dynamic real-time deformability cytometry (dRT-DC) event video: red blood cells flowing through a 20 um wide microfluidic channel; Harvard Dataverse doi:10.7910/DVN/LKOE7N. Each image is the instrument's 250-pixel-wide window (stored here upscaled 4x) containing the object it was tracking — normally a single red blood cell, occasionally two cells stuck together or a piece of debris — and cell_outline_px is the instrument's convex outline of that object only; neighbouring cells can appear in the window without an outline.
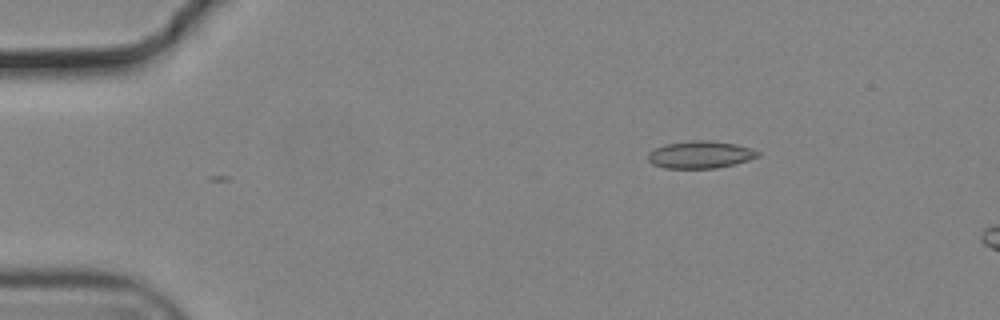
{"species": "common noctule bat (a hibernating species)", "species_latin": "Nyctalus noctula", "temperature_condition": "cold", "stored_images_in_passage": 2, "camera_frame_rate_fps": 3000, "um_per_image_px": 0.085, "animal": {"sex": "male", "body_mass_g": 19.2, "forearm_length_mm": 51.8}, "frame": {"image": 1, "passage_image": 2, "time_ms": 0.333, "image_size_px": [1000, 320], "cell_outline_px": [[760, 156], [736, 164], [716, 168], [664, 168], [652, 164], [648, 160], [648, 152], [664, 144], [692, 140], [708, 140], [736, 144], [760, 152]], "centroid_in_image_um": [59.51, 13.15], "position_along_channel_um": 25.5, "area_um2": 17.51}}